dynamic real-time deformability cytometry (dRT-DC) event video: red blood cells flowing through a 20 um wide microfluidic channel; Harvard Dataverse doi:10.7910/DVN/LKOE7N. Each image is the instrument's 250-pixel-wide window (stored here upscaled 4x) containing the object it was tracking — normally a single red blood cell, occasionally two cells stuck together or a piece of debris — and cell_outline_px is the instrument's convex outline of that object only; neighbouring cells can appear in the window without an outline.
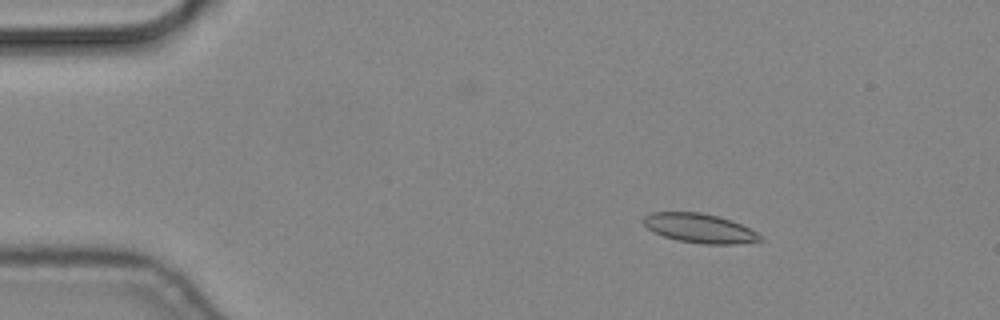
{"species": "common noctule bat (a hibernating species)", "species_latin": "Nyctalus noctula", "temperature_condition": "cold", "stored_images_in_passage": 5, "camera_frame_rate_fps": 3000, "um_per_image_px": 0.085, "animal": {"sex": "male", "body_mass_g": 19.2, "forearm_length_mm": 51.8}, "frame": {"image": 1, "passage_image": 2, "time_ms": 0.333, "image_size_px": [1000, 320], "cell_outline_px": [[764, 240], [732, 244], [704, 244], [676, 240], [652, 232], [644, 224], [644, 216], [652, 212], [700, 212], [720, 216], [732, 220], [756, 232]], "centroid_in_image_um": [59.45, 19.39], "position_along_channel_um": 25.6, "area_um2": 19.83}}